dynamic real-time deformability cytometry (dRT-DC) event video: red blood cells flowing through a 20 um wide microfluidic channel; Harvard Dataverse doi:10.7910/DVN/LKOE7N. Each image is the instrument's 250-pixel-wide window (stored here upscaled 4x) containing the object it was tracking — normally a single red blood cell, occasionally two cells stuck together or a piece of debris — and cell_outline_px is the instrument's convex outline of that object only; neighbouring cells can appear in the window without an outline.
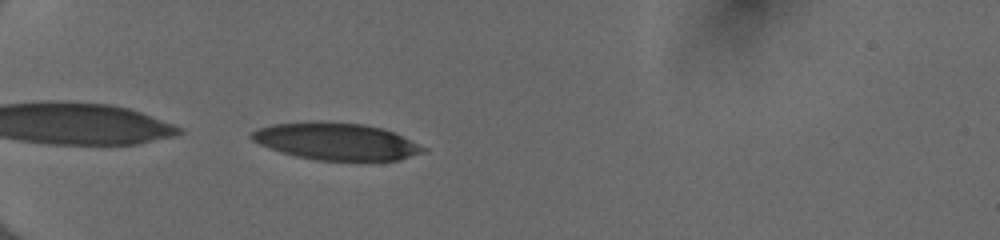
{"species": "human", "species_latin": "Homo sapiens", "temperature_condition": "cold", "stored_images_in_passage": 36, "camera_frame_rate_fps": 3000, "um_per_image_px": 0.085, "donor": {"sex": "female"}, "frame": {"image": 1, "passage_image": 1, "time_ms": 0.0, "image_size_px": [1000, 240], "cell_outline_px": [[428, 148], [424, 152], [400, 160], [316, 160], [296, 156], [268, 148], [252, 140], [248, 136], [252, 132], [260, 128], [272, 124], [312, 120], [320, 120], [364, 124], [384, 128]], "centroid_in_image_um": [28.56, 12.0], "position_along_channel_um": 56.4, "area_um2": 37.34}}
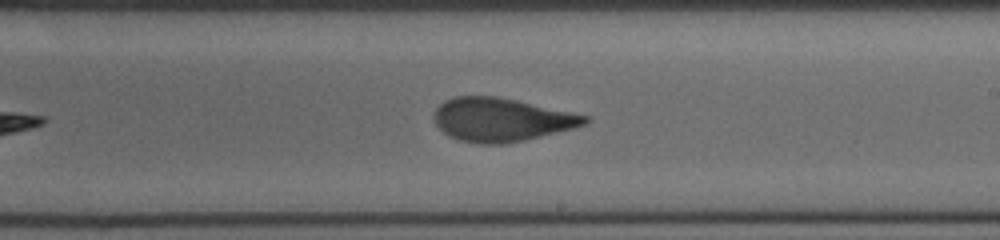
{"frame": {"image": 2, "passage_image": 17, "time_ms": 5.333, "image_size_px": [1000, 240], "cell_outline_px": [[592, 116], [588, 124], [508, 144], [480, 144], [460, 140], [448, 136], [436, 124], [432, 116], [436, 108], [444, 100], [452, 96], [496, 96], [516, 100]], "centroid_in_image_um": [42.61, 10.16], "position_along_channel_um": 246.4, "area_um2": 38.38}}
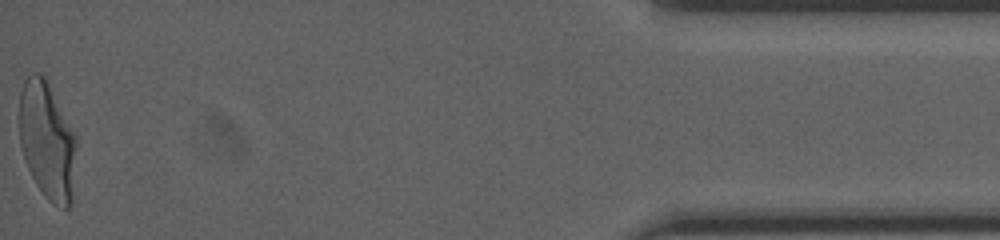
{"frame": {"image": 3, "passage_image": 36, "time_ms": 11.667, "image_size_px": [1000, 240], "cell_outline_px": [[76, 144], [72, 204], [68, 208], [64, 208], [52, 204], [48, 200], [36, 184], [24, 160], [20, 144], [16, 120], [20, 92], [24, 80], [32, 72], [40, 72], [44, 76], [76, 136]], "centroid_in_image_um": [3.96, 11.94], "position_along_channel_um": 431.2, "area_um2": 39.71}, "authors_computed_cell_mechanics": {"area_um2": 38.6971, "velocity_mm_per_s": 4.0286, "shape_relaxation_time_tau1_ms": 4.7233, "shape_relaxation_time_tau2_ms": 1.1639, "deformation_change_tau1": 0.2011, "deformation_change_tau2": 0.0825}}